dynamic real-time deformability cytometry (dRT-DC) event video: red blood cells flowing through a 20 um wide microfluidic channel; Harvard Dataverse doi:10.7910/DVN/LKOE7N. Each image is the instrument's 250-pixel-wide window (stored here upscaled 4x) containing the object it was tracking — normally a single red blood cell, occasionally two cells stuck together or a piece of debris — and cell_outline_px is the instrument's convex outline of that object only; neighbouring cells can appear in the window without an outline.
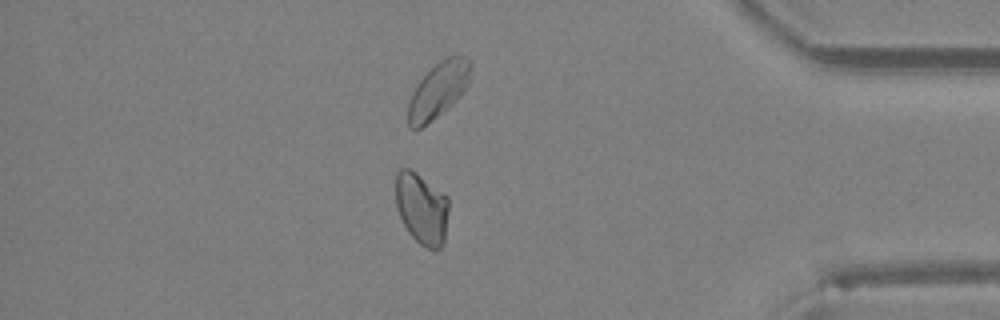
{"species": "Egyptian fruit bat (a non-hibernating species)", "species_latin": "Rousettus aegyptiacus", "temperature_condition": "room temperature", "stored_images_in_passage": 32, "camera_frame_rate_fps": 3000, "um_per_image_px": 0.085, "animal": {"sex": "female"}, "frame": {"image": 1, "passage_image": 28, "time_ms": 9.0, "image_size_px": [1000, 320], "cell_outline_px": [[448, 212], [444, 244], [440, 248], [428, 248], [420, 244], [408, 232], [396, 208], [396, 172], [400, 168], [408, 168], [416, 172], [448, 196]], "centroid_in_image_um": [35.85, 17.7], "position_along_channel_um": 399.4, "area_um2": 22.14}}